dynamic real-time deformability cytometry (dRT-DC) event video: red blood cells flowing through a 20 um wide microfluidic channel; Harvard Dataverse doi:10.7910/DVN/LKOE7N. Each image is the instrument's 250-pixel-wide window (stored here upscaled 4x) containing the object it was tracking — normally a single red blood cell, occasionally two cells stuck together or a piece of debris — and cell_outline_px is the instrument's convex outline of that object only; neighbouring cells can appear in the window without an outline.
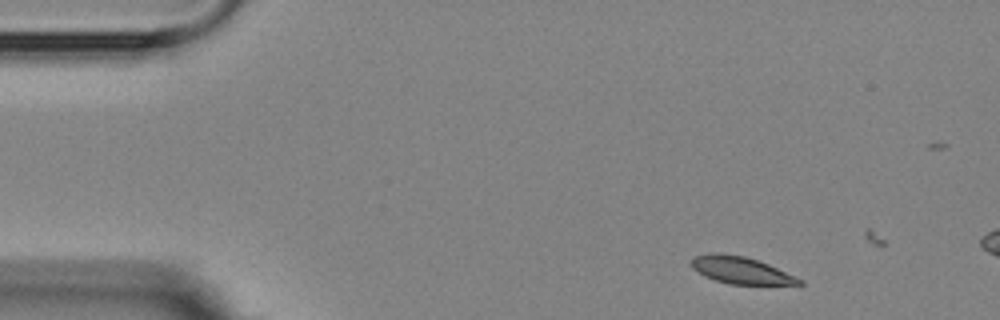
{"species": "Egyptian fruit bat (a non-hibernating species)", "species_latin": "Rousettus aegyptiacus", "temperature_condition": "room temperature", "stored_images_in_passage": 3, "camera_frame_rate_fps": 3000, "um_per_image_px": 0.085, "animal": {"sex": "female"}, "frame": {"image": 1, "passage_image": 1, "time_ms": 0.0, "image_size_px": [1000, 320], "cell_outline_px": [[804, 284], [728, 284], [704, 276], [692, 268], [688, 264], [692, 256], [712, 252], [720, 252], [744, 256], [768, 264], [804, 280]], "centroid_in_image_um": [62.9, 22.95], "position_along_channel_um": 22.1, "area_um2": 17.11}}